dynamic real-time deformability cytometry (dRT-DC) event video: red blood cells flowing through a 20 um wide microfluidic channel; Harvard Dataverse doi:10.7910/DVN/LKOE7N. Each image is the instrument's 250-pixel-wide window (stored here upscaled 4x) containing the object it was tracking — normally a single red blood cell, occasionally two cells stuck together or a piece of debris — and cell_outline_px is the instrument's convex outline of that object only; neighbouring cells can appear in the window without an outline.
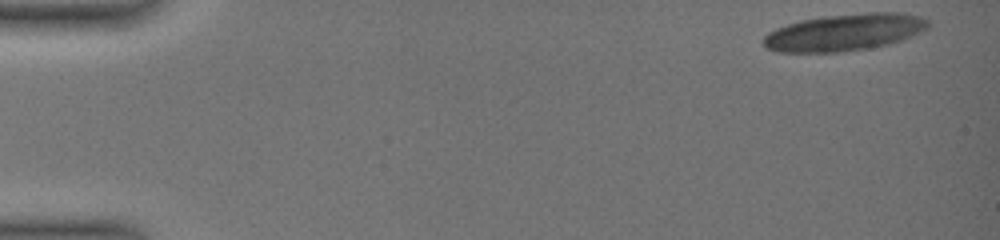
{"species": "common noctule bat (a hibernating species)", "species_latin": "Nyctalus noctula", "temperature_condition": "warm", "stored_images_in_passage": 49, "camera_frame_rate_fps": 3000, "um_per_image_px": 0.085, "animal": {"sex": "female", "body_mass_g": 19.0, "forearm_length_mm": 51.5}, "frame": {"image": 1, "passage_image": 1, "time_ms": 0.0, "image_size_px": [1000, 240], "cell_outline_px": [[928, 28], [920, 32], [900, 40], [888, 44], [868, 48], [840, 52], [776, 52], [764, 48], [764, 36], [768, 32], [776, 28], [800, 20], [824, 16], [868, 12], [904, 12], [920, 16], [928, 20]], "centroid_in_image_um": [71.76, 2.74], "position_along_channel_um": 13.2, "area_um2": 35.49}}
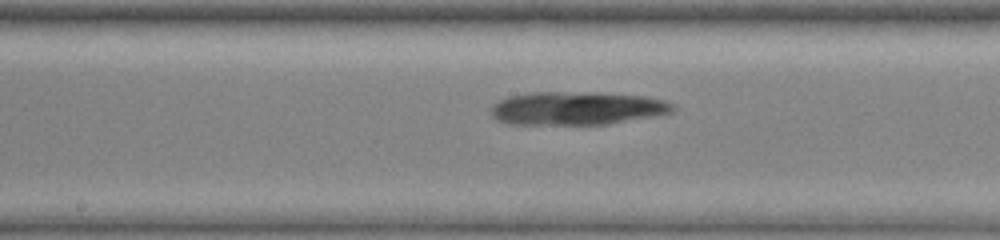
{"frame": {"image": 2, "passage_image": 27, "time_ms": 8.667, "image_size_px": [1000, 240], "cell_outline_px": [[676, 108], [672, 112], [652, 116], [608, 124], [508, 124], [496, 120], [488, 112], [488, 108], [492, 104], [508, 96], [528, 92], [600, 92], [648, 96], [664, 100], [676, 104]], "centroid_in_image_um": [49.0, 9.19], "position_along_channel_um": 199.2, "area_um2": 35.84}}
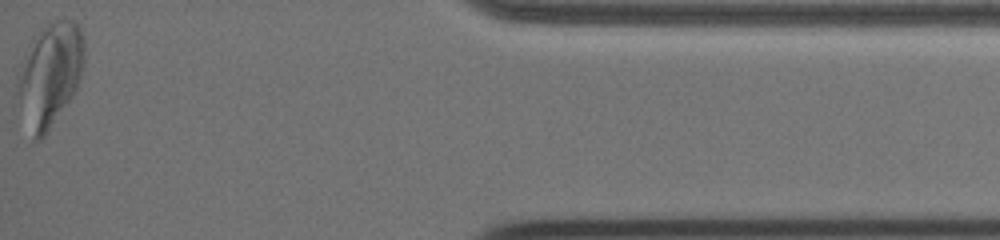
{"frame": {"image": 3, "passage_image": 49, "time_ms": 16.0, "image_size_px": [1000, 240], "cell_outline_px": [[84, 64], [76, 88], [72, 96], [44, 136], [40, 140], [32, 140], [16, 84], [16, 76], [44, 24], [56, 20], [72, 20], [80, 24], [84, 32]], "centroid_in_image_um": [4.31, 6.3], "position_along_channel_um": 430.9, "area_um2": 39.13}}